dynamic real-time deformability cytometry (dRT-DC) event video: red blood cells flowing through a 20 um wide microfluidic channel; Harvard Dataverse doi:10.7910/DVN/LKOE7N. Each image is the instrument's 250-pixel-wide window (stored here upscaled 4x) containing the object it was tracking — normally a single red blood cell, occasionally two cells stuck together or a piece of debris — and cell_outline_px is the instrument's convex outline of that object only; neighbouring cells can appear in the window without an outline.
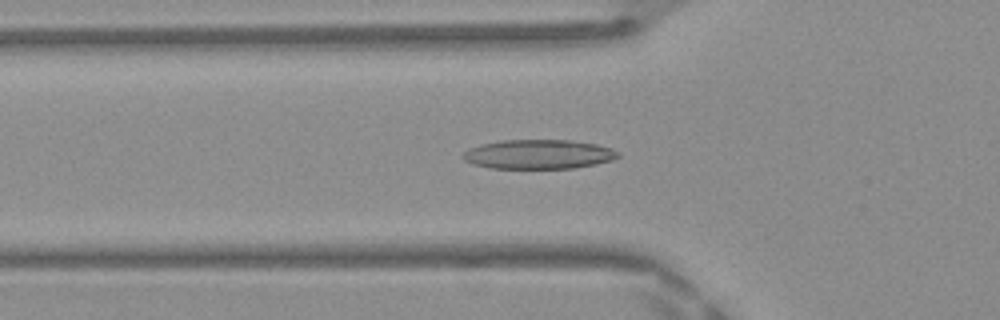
{"species": "Egyptian fruit bat (a non-hibernating species)", "species_latin": "Rousettus aegyptiacus", "temperature_condition": "warm", "stored_images_in_passage": 48, "camera_frame_rate_fps": 3000, "um_per_image_px": 0.085, "frame": {"image": 1, "passage_image": 16, "time_ms": 5.0, "image_size_px": [1000, 320], "cell_outline_px": [[620, 156], [612, 160], [596, 164], [572, 168], [488, 168], [472, 164], [464, 160], [460, 156], [468, 148], [480, 144], [500, 140], [568, 140], [596, 144], [612, 148], [620, 152]], "centroid_in_image_um": [45.75, 13.11], "position_along_channel_um": 80.1, "area_um2": 26.7}}
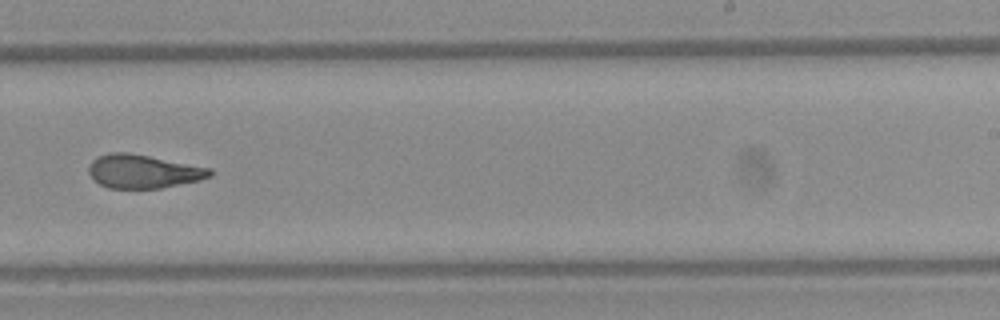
{"frame": {"image": 2, "passage_image": 30, "time_ms": 9.667, "image_size_px": [1000, 320], "cell_outline_px": [[212, 176], [200, 180], [160, 188], [108, 188], [100, 184], [88, 172], [88, 164], [96, 156], [108, 152], [128, 152], [212, 168]], "centroid_in_image_um": [12.16, 14.55], "position_along_channel_um": 276.8, "area_um2": 23.76}}
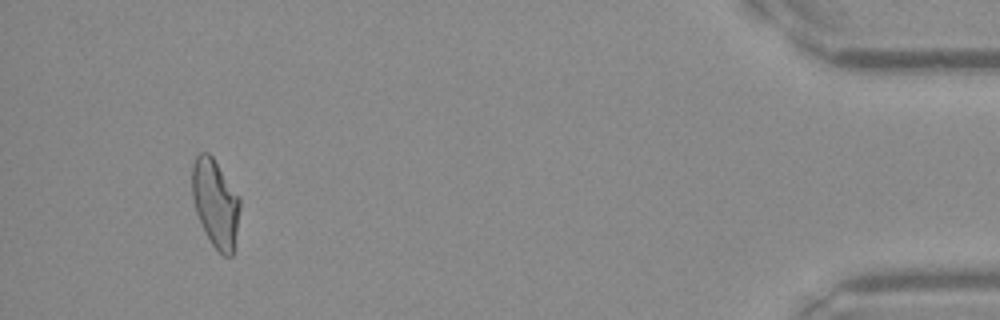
{"frame": {"image": 3, "passage_image": 45, "time_ms": 14.667, "image_size_px": [1000, 320], "cell_outline_px": [[240, 208], [232, 256], [224, 256], [212, 244], [196, 212], [192, 196], [192, 164], [196, 156], [200, 152], [208, 152], [212, 156], [240, 196]], "centroid_in_image_um": [18.31, 17.22], "position_along_channel_um": 416.9, "area_um2": 24.22}, "authors_computed_cell_mechanics": {"area_um2": 24.6517, "velocity_mm_per_s": 4.1923, "shape_relaxation_time_tau1_ms": null, "shape_relaxation_time_tau2_ms": 1.9981, "deformation_change_tau1": null, "deformation_change_tau2": 0.1026}}